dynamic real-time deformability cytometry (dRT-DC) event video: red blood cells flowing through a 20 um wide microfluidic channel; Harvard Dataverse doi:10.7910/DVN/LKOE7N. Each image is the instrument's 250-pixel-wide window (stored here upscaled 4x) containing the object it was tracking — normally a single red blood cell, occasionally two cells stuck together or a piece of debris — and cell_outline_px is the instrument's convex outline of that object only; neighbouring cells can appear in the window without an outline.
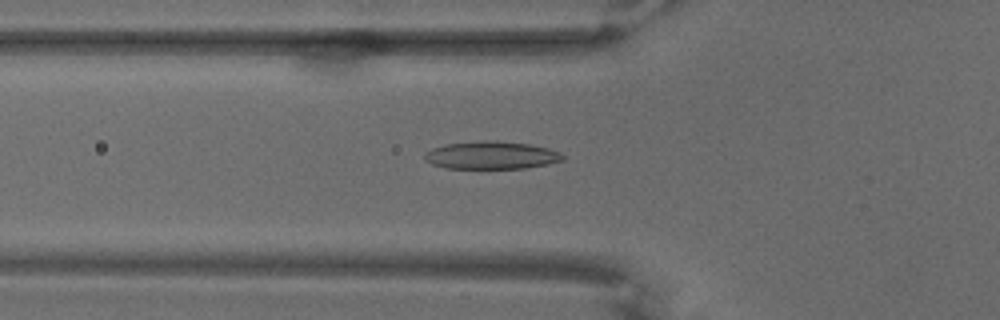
{"species": "common noctule bat (a hibernating species)", "species_latin": "Nyctalus noctula", "temperature_condition": "warm", "stored_images_in_passage": 68, "camera_frame_rate_fps": 3000, "um_per_image_px": 0.085, "animal": {"sex": "male", "body_mass_g": 18.8}, "frame": {"image": 1, "passage_image": 25, "time_ms": 8.0, "image_size_px": [1000, 320], "cell_outline_px": [[564, 160], [548, 164], [524, 168], [444, 168], [432, 164], [424, 160], [424, 152], [432, 148], [444, 144], [484, 140], [496, 140], [528, 144], [548, 148], [560, 152], [564, 156]], "centroid_in_image_um": [41.74, 13.19], "position_along_channel_um": 84.1, "area_um2": 22.48}}
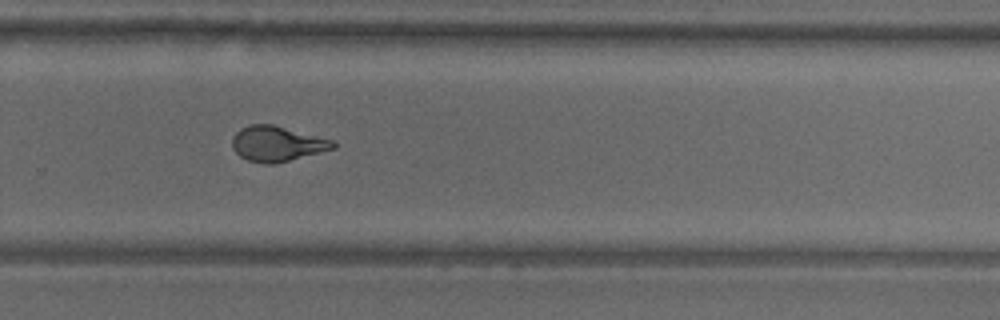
{"frame": {"image": 2, "passage_image": 47, "time_ms": 15.333, "image_size_px": [1000, 320], "cell_outline_px": [[336, 148], [272, 164], [264, 164], [248, 160], [240, 156], [232, 148], [232, 136], [240, 128], [248, 124], [272, 124], [332, 140], [336, 144]], "centroid_in_image_um": [23.5, 12.21], "position_along_channel_um": 306.3, "area_um2": 20.52}}
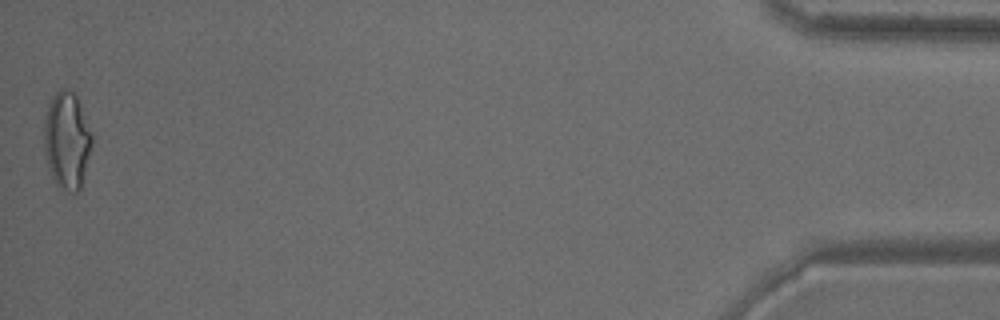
{"frame": {"image": 3, "passage_image": 68, "time_ms": 22.333, "image_size_px": [1000, 320], "cell_outline_px": [[92, 144], [80, 188], [76, 192], [68, 192], [56, 184], [48, 168], [44, 152], [44, 120], [52, 96], [60, 88], [72, 92], [76, 96], [92, 132]], "centroid_in_image_um": [5.67, 11.94], "position_along_channel_um": 429.5, "area_um2": 26.82}}